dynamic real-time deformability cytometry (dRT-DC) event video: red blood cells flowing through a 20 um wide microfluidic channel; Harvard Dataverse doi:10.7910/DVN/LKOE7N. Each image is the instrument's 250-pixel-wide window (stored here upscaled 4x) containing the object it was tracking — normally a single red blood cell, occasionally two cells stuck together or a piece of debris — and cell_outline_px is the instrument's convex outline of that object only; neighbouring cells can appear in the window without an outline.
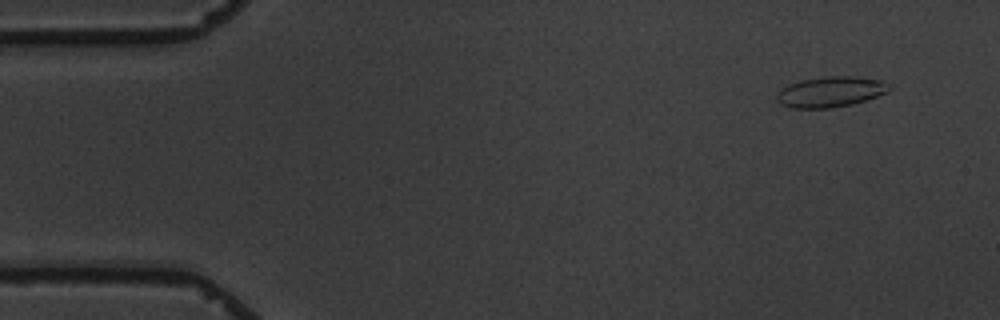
{"species": "common noctule bat (a hibernating species)", "species_latin": "Nyctalus noctula", "temperature_condition": "warm", "stored_images_in_passage": 5, "camera_frame_rate_fps": 3000, "um_per_image_px": 0.085, "animal": {"sex": "male", "body_mass_g": 19.5, "forearm_length_mm": 54.6}, "frame": {"image": 1, "passage_image": 1, "time_ms": 0.0, "image_size_px": [1000, 320], "cell_outline_px": [[892, 88], [888, 92], [852, 104], [832, 108], [792, 108], [776, 100], [776, 96], [788, 84], [800, 80], [824, 76], [852, 76], [880, 80], [892, 84]], "centroid_in_image_um": [70.64, 7.79], "position_along_channel_um": 14.4, "area_um2": 19.94}}
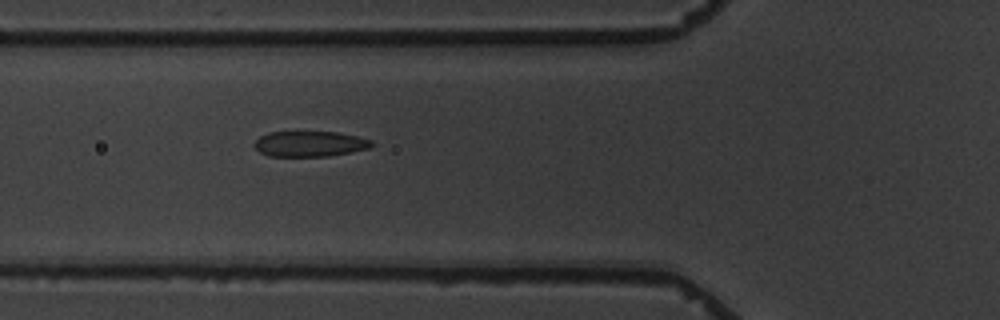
{"frame": {"image": 2, "passage_image": 5, "time_ms": 5.333, "image_size_px": [1000, 320], "cell_outline_px": [[376, 144], [368, 148], [328, 156], [268, 156], [260, 152], [252, 144], [260, 136], [268, 132], [336, 132], [356, 136], [372, 140]], "centroid_in_image_um": [26.31, 12.22], "position_along_channel_um": 99.5, "area_um2": 17.34}}